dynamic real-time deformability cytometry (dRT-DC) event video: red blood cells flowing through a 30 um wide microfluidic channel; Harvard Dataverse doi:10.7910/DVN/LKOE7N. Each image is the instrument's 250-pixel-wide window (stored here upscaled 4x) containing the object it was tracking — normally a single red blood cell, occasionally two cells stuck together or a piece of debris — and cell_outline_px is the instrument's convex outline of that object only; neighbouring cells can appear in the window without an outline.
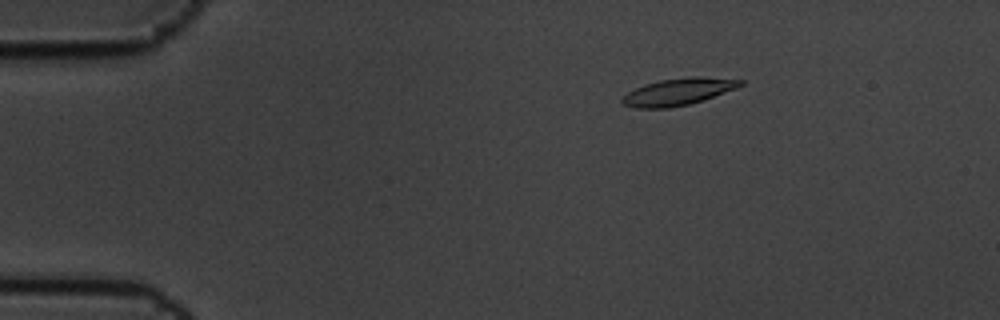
{"species": "common noctule bat (a hibernating species)", "species_latin": "Nyctalus noctula", "temperature_condition": "cold", "stored_images_in_passage": 6, "camera_frame_rate_fps": 3000, "um_per_image_px": 0.085, "animal": {"sex": "male", "body_mass_g": 19.5, "forearm_length_mm": 54.6}, "frame": {"image": 1, "passage_image": 3, "time_ms": 0.667, "image_size_px": [1000, 320], "cell_outline_px": [[744, 84], [736, 88], [704, 100], [688, 104], [668, 108], [636, 108], [624, 104], [620, 100], [628, 92], [644, 84], [660, 80], [696, 76], [700, 76], [744, 80]], "centroid_in_image_um": [57.67, 7.79], "position_along_channel_um": 27.3, "area_um2": 18.44}}
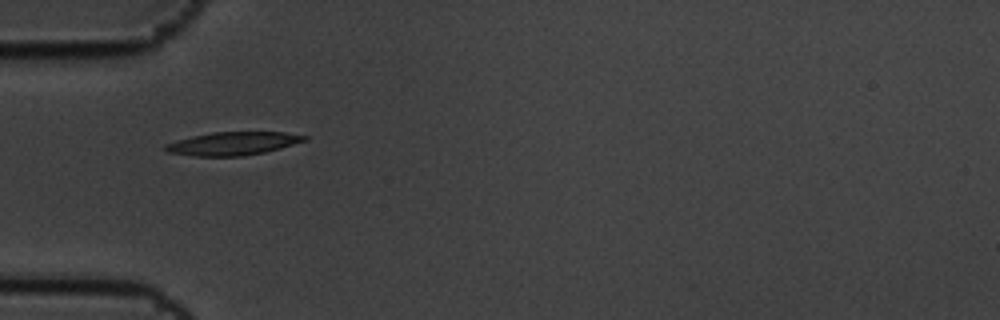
{"frame": {"image": 2, "passage_image": 5, "time_ms": 1.333, "image_size_px": [1000, 320], "cell_outline_px": [[308, 140], [280, 148], [264, 152], [244, 156], [192, 156], [168, 152], [164, 148], [164, 144], [176, 140], [192, 136], [212, 132], [284, 132], [308, 136]], "centroid_in_image_um": [19.79, 12.2], "position_along_channel_um": 65.2, "area_um2": 18.84}}
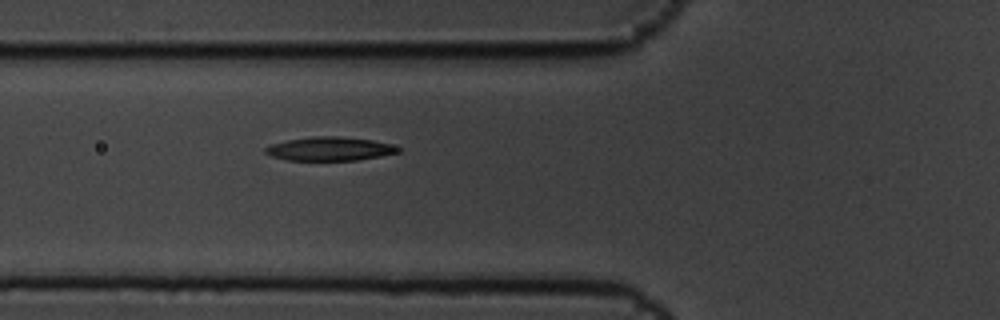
{"frame": {"image": 3, "passage_image": 6, "time_ms": 1.667, "image_size_px": [1000, 320], "cell_outline_px": [[404, 148], [400, 152], [380, 156], [356, 160], [288, 160], [272, 156], [264, 152], [264, 148], [272, 144], [288, 140], [312, 136], [340, 136], [372, 140]], "centroid_in_image_um": [28.04, 12.65], "position_along_channel_um": 97.8, "area_um2": 18.26}}